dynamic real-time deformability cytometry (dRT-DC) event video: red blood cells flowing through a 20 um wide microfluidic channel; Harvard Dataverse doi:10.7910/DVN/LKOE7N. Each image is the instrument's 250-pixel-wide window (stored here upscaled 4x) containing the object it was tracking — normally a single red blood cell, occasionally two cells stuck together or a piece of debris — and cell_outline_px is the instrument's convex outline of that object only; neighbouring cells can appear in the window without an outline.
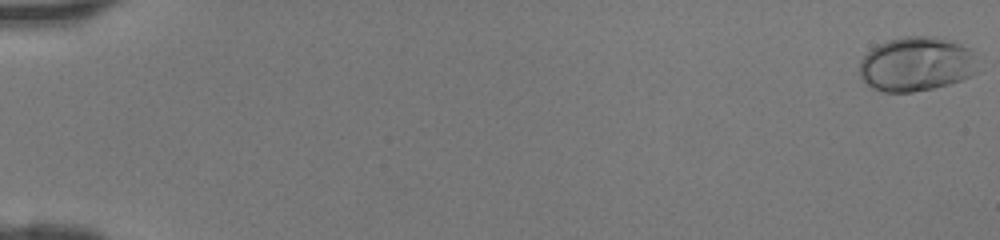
{"species": "human", "species_latin": "Homo sapiens", "temperature_condition": "room temperature", "stored_images_in_passage": 47, "camera_frame_rate_fps": 3000, "um_per_image_px": 0.085, "donor": {"sex": "female"}, "frame": {"image": 1, "passage_image": 1, "time_ms": 0.0, "image_size_px": [1000, 240], "cell_outline_px": [[976, 72], [972, 76], [948, 84], [932, 88], [912, 92], [884, 92], [872, 88], [860, 76], [860, 60], [872, 48], [888, 40], [904, 36], [932, 36], [952, 40], [968, 48], [972, 56]], "centroid_in_image_um": [77.85, 5.45], "position_along_channel_um": 7.1, "area_um2": 37.11}}
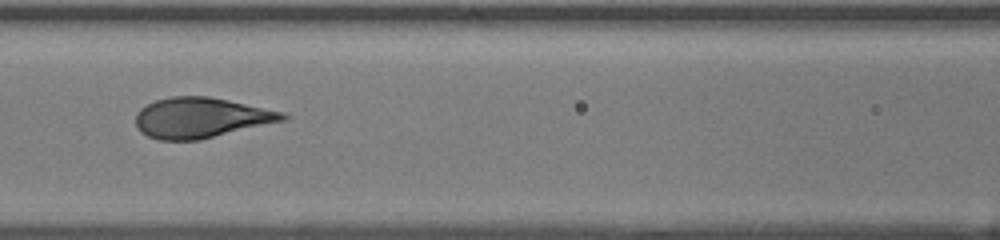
{"frame": {"image": 2, "passage_image": 23, "time_ms": 7.333, "image_size_px": [1000, 240], "cell_outline_px": [[288, 120], [200, 140], [160, 140], [148, 136], [140, 132], [136, 128], [136, 112], [140, 108], [156, 100], [172, 96], [208, 96], [228, 100], [284, 112], [288, 116]], "centroid_in_image_um": [17.09, 10.01], "position_along_channel_um": 149.5, "area_um2": 34.74}}
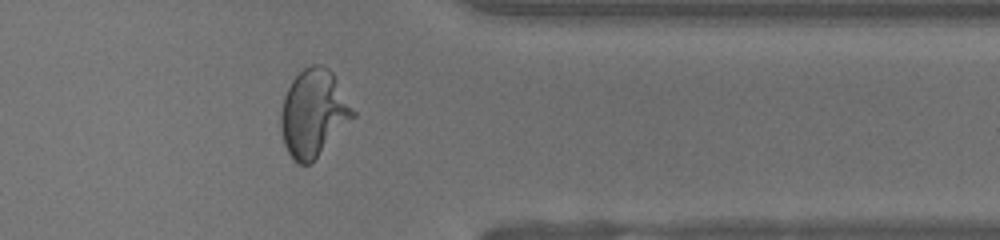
{"frame": {"image": 3, "passage_image": 39, "time_ms": 12.667, "image_size_px": [1000, 240], "cell_outline_px": [[356, 116], [312, 164], [296, 164], [292, 160], [284, 144], [280, 128], [280, 112], [284, 96], [292, 80], [304, 68], [312, 64], [320, 64], [328, 68], [332, 72], [356, 112]], "centroid_in_image_um": [26.65, 9.66], "position_along_channel_um": 384.7, "area_um2": 37.05}}